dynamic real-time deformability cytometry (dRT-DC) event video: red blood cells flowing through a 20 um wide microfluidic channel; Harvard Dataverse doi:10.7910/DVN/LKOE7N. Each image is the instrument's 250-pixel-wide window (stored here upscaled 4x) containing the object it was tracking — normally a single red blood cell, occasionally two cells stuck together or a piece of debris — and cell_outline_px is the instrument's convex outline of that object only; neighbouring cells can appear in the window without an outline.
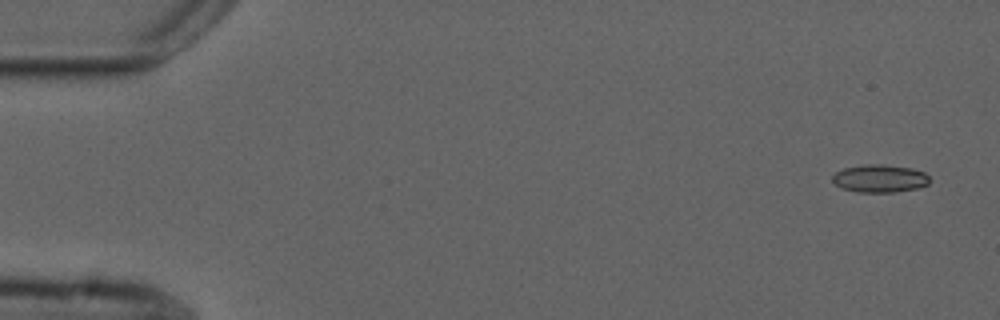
{"species": "common noctule bat (a hibernating species)", "species_latin": "Nyctalus noctula", "temperature_condition": "cold", "stored_images_in_passage": 3, "camera_frame_rate_fps": 3000, "um_per_image_px": 0.085, "animal": {"sex": "male", "forearm_length_mm": 52.5}, "frame": {"image": 1, "passage_image": 1, "time_ms": 0.0, "image_size_px": [1000, 320], "cell_outline_px": [[928, 184], [916, 188], [896, 192], [856, 192], [840, 188], [832, 180], [832, 176], [836, 172], [844, 168], [864, 164], [884, 164], [912, 168], [924, 172], [928, 176]], "centroid_in_image_um": [74.75, 15.17], "position_along_channel_um": 10.2, "area_um2": 15.78}}